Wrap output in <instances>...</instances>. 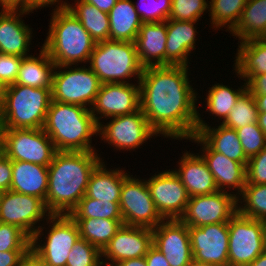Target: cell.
I'll use <instances>...</instances> for the list:
<instances>
[{"instance_id": "obj_49", "label": "cell", "mask_w": 266, "mask_h": 266, "mask_svg": "<svg viewBox=\"0 0 266 266\" xmlns=\"http://www.w3.org/2000/svg\"><path fill=\"white\" fill-rule=\"evenodd\" d=\"M247 90L255 97L258 112H266V87H247Z\"/></svg>"}, {"instance_id": "obj_46", "label": "cell", "mask_w": 266, "mask_h": 266, "mask_svg": "<svg viewBox=\"0 0 266 266\" xmlns=\"http://www.w3.org/2000/svg\"><path fill=\"white\" fill-rule=\"evenodd\" d=\"M12 179V161L0 153V193L10 190Z\"/></svg>"}, {"instance_id": "obj_21", "label": "cell", "mask_w": 266, "mask_h": 266, "mask_svg": "<svg viewBox=\"0 0 266 266\" xmlns=\"http://www.w3.org/2000/svg\"><path fill=\"white\" fill-rule=\"evenodd\" d=\"M22 8H2L0 12V53L19 57L28 56L32 29L22 20L29 14Z\"/></svg>"}, {"instance_id": "obj_47", "label": "cell", "mask_w": 266, "mask_h": 266, "mask_svg": "<svg viewBox=\"0 0 266 266\" xmlns=\"http://www.w3.org/2000/svg\"><path fill=\"white\" fill-rule=\"evenodd\" d=\"M147 266H170L164 254L152 246L145 255Z\"/></svg>"}, {"instance_id": "obj_12", "label": "cell", "mask_w": 266, "mask_h": 266, "mask_svg": "<svg viewBox=\"0 0 266 266\" xmlns=\"http://www.w3.org/2000/svg\"><path fill=\"white\" fill-rule=\"evenodd\" d=\"M47 220L51 228L46 242L41 244L39 239H31V249L47 266H66L68 254L80 238L78 226L69 215H51Z\"/></svg>"}, {"instance_id": "obj_51", "label": "cell", "mask_w": 266, "mask_h": 266, "mask_svg": "<svg viewBox=\"0 0 266 266\" xmlns=\"http://www.w3.org/2000/svg\"><path fill=\"white\" fill-rule=\"evenodd\" d=\"M59 2H61V0H28V11L32 12L33 10L40 9V7L52 6L56 3L58 4L55 6V9L66 8L67 3L65 1Z\"/></svg>"}, {"instance_id": "obj_6", "label": "cell", "mask_w": 266, "mask_h": 266, "mask_svg": "<svg viewBox=\"0 0 266 266\" xmlns=\"http://www.w3.org/2000/svg\"><path fill=\"white\" fill-rule=\"evenodd\" d=\"M88 62L89 68L102 84L129 83V79L136 76L139 82L143 72L135 42L113 40L97 42Z\"/></svg>"}, {"instance_id": "obj_58", "label": "cell", "mask_w": 266, "mask_h": 266, "mask_svg": "<svg viewBox=\"0 0 266 266\" xmlns=\"http://www.w3.org/2000/svg\"><path fill=\"white\" fill-rule=\"evenodd\" d=\"M3 95H4V87L0 83V110H1L2 104H3Z\"/></svg>"}, {"instance_id": "obj_35", "label": "cell", "mask_w": 266, "mask_h": 266, "mask_svg": "<svg viewBox=\"0 0 266 266\" xmlns=\"http://www.w3.org/2000/svg\"><path fill=\"white\" fill-rule=\"evenodd\" d=\"M247 2L248 0H211L208 11L212 28L215 27L216 30L227 26L226 31L231 32L238 24Z\"/></svg>"}, {"instance_id": "obj_28", "label": "cell", "mask_w": 266, "mask_h": 266, "mask_svg": "<svg viewBox=\"0 0 266 266\" xmlns=\"http://www.w3.org/2000/svg\"><path fill=\"white\" fill-rule=\"evenodd\" d=\"M109 15V40L135 42L142 26L141 18L131 0H117Z\"/></svg>"}, {"instance_id": "obj_24", "label": "cell", "mask_w": 266, "mask_h": 266, "mask_svg": "<svg viewBox=\"0 0 266 266\" xmlns=\"http://www.w3.org/2000/svg\"><path fill=\"white\" fill-rule=\"evenodd\" d=\"M198 21L167 19L166 66H188L191 51L195 50Z\"/></svg>"}, {"instance_id": "obj_54", "label": "cell", "mask_w": 266, "mask_h": 266, "mask_svg": "<svg viewBox=\"0 0 266 266\" xmlns=\"http://www.w3.org/2000/svg\"><path fill=\"white\" fill-rule=\"evenodd\" d=\"M247 87H266V73L254 75L247 82Z\"/></svg>"}, {"instance_id": "obj_5", "label": "cell", "mask_w": 266, "mask_h": 266, "mask_svg": "<svg viewBox=\"0 0 266 266\" xmlns=\"http://www.w3.org/2000/svg\"><path fill=\"white\" fill-rule=\"evenodd\" d=\"M52 101L51 89L21 84L4 87L1 129H41Z\"/></svg>"}, {"instance_id": "obj_18", "label": "cell", "mask_w": 266, "mask_h": 266, "mask_svg": "<svg viewBox=\"0 0 266 266\" xmlns=\"http://www.w3.org/2000/svg\"><path fill=\"white\" fill-rule=\"evenodd\" d=\"M153 246L170 266H189L193 261L189 227L180 219H164L152 229Z\"/></svg>"}, {"instance_id": "obj_45", "label": "cell", "mask_w": 266, "mask_h": 266, "mask_svg": "<svg viewBox=\"0 0 266 266\" xmlns=\"http://www.w3.org/2000/svg\"><path fill=\"white\" fill-rule=\"evenodd\" d=\"M23 57L0 53V83L3 87L15 84Z\"/></svg>"}, {"instance_id": "obj_41", "label": "cell", "mask_w": 266, "mask_h": 266, "mask_svg": "<svg viewBox=\"0 0 266 266\" xmlns=\"http://www.w3.org/2000/svg\"><path fill=\"white\" fill-rule=\"evenodd\" d=\"M208 7L206 0H172L168 19L199 21Z\"/></svg>"}, {"instance_id": "obj_3", "label": "cell", "mask_w": 266, "mask_h": 266, "mask_svg": "<svg viewBox=\"0 0 266 266\" xmlns=\"http://www.w3.org/2000/svg\"><path fill=\"white\" fill-rule=\"evenodd\" d=\"M43 130L57 151H95L92 136L98 134V124L90 108L52 100Z\"/></svg>"}, {"instance_id": "obj_8", "label": "cell", "mask_w": 266, "mask_h": 266, "mask_svg": "<svg viewBox=\"0 0 266 266\" xmlns=\"http://www.w3.org/2000/svg\"><path fill=\"white\" fill-rule=\"evenodd\" d=\"M2 153L11 161H26L48 167L57 149L41 129H1Z\"/></svg>"}, {"instance_id": "obj_2", "label": "cell", "mask_w": 266, "mask_h": 266, "mask_svg": "<svg viewBox=\"0 0 266 266\" xmlns=\"http://www.w3.org/2000/svg\"><path fill=\"white\" fill-rule=\"evenodd\" d=\"M102 161L96 151H57L48 166L45 206L51 215H69L85 196L89 177Z\"/></svg>"}, {"instance_id": "obj_4", "label": "cell", "mask_w": 266, "mask_h": 266, "mask_svg": "<svg viewBox=\"0 0 266 266\" xmlns=\"http://www.w3.org/2000/svg\"><path fill=\"white\" fill-rule=\"evenodd\" d=\"M43 48L56 66L88 62L96 42L67 8L54 9Z\"/></svg>"}, {"instance_id": "obj_52", "label": "cell", "mask_w": 266, "mask_h": 266, "mask_svg": "<svg viewBox=\"0 0 266 266\" xmlns=\"http://www.w3.org/2000/svg\"><path fill=\"white\" fill-rule=\"evenodd\" d=\"M84 2L96 6L99 10L109 13L117 0H83Z\"/></svg>"}, {"instance_id": "obj_25", "label": "cell", "mask_w": 266, "mask_h": 266, "mask_svg": "<svg viewBox=\"0 0 266 266\" xmlns=\"http://www.w3.org/2000/svg\"><path fill=\"white\" fill-rule=\"evenodd\" d=\"M218 127V128H216ZM207 125L198 114L196 134L214 151L223 154L233 161L242 163L245 167L248 163L236 130L222 124L219 126Z\"/></svg>"}, {"instance_id": "obj_27", "label": "cell", "mask_w": 266, "mask_h": 266, "mask_svg": "<svg viewBox=\"0 0 266 266\" xmlns=\"http://www.w3.org/2000/svg\"><path fill=\"white\" fill-rule=\"evenodd\" d=\"M119 168L107 169L103 160L92 171L85 196L101 201L120 203L123 180L128 176Z\"/></svg>"}, {"instance_id": "obj_37", "label": "cell", "mask_w": 266, "mask_h": 266, "mask_svg": "<svg viewBox=\"0 0 266 266\" xmlns=\"http://www.w3.org/2000/svg\"><path fill=\"white\" fill-rule=\"evenodd\" d=\"M258 113L255 97L246 89L237 99L235 106L221 124L237 130L258 122Z\"/></svg>"}, {"instance_id": "obj_48", "label": "cell", "mask_w": 266, "mask_h": 266, "mask_svg": "<svg viewBox=\"0 0 266 266\" xmlns=\"http://www.w3.org/2000/svg\"><path fill=\"white\" fill-rule=\"evenodd\" d=\"M27 251H0V266H19L22 256Z\"/></svg>"}, {"instance_id": "obj_33", "label": "cell", "mask_w": 266, "mask_h": 266, "mask_svg": "<svg viewBox=\"0 0 266 266\" xmlns=\"http://www.w3.org/2000/svg\"><path fill=\"white\" fill-rule=\"evenodd\" d=\"M79 229L80 237L96 246L100 251L111 241L118 229L123 225V220L104 218L73 219Z\"/></svg>"}, {"instance_id": "obj_59", "label": "cell", "mask_w": 266, "mask_h": 266, "mask_svg": "<svg viewBox=\"0 0 266 266\" xmlns=\"http://www.w3.org/2000/svg\"><path fill=\"white\" fill-rule=\"evenodd\" d=\"M264 227V239H265V246H266V220L262 221Z\"/></svg>"}, {"instance_id": "obj_60", "label": "cell", "mask_w": 266, "mask_h": 266, "mask_svg": "<svg viewBox=\"0 0 266 266\" xmlns=\"http://www.w3.org/2000/svg\"><path fill=\"white\" fill-rule=\"evenodd\" d=\"M259 38H263V39L266 40V30H265V32Z\"/></svg>"}, {"instance_id": "obj_38", "label": "cell", "mask_w": 266, "mask_h": 266, "mask_svg": "<svg viewBox=\"0 0 266 266\" xmlns=\"http://www.w3.org/2000/svg\"><path fill=\"white\" fill-rule=\"evenodd\" d=\"M240 196L242 198H237L240 214L260 221L266 220V184L245 185Z\"/></svg>"}, {"instance_id": "obj_34", "label": "cell", "mask_w": 266, "mask_h": 266, "mask_svg": "<svg viewBox=\"0 0 266 266\" xmlns=\"http://www.w3.org/2000/svg\"><path fill=\"white\" fill-rule=\"evenodd\" d=\"M243 84L237 90L223 84H214L209 88L207 98H205L207 100L206 111L224 121L235 106L237 99L247 89V83Z\"/></svg>"}, {"instance_id": "obj_11", "label": "cell", "mask_w": 266, "mask_h": 266, "mask_svg": "<svg viewBox=\"0 0 266 266\" xmlns=\"http://www.w3.org/2000/svg\"><path fill=\"white\" fill-rule=\"evenodd\" d=\"M131 176L123 180L121 187L119 207L123 224L153 229L164 218L157 211L146 180Z\"/></svg>"}, {"instance_id": "obj_10", "label": "cell", "mask_w": 266, "mask_h": 266, "mask_svg": "<svg viewBox=\"0 0 266 266\" xmlns=\"http://www.w3.org/2000/svg\"><path fill=\"white\" fill-rule=\"evenodd\" d=\"M229 266H248L265 249L263 222L237 212L228 222Z\"/></svg>"}, {"instance_id": "obj_29", "label": "cell", "mask_w": 266, "mask_h": 266, "mask_svg": "<svg viewBox=\"0 0 266 266\" xmlns=\"http://www.w3.org/2000/svg\"><path fill=\"white\" fill-rule=\"evenodd\" d=\"M239 43L234 70L247 83L254 75L266 73V40L252 38Z\"/></svg>"}, {"instance_id": "obj_39", "label": "cell", "mask_w": 266, "mask_h": 266, "mask_svg": "<svg viewBox=\"0 0 266 266\" xmlns=\"http://www.w3.org/2000/svg\"><path fill=\"white\" fill-rule=\"evenodd\" d=\"M100 260L101 251L80 237L68 254L66 266H103Z\"/></svg>"}, {"instance_id": "obj_50", "label": "cell", "mask_w": 266, "mask_h": 266, "mask_svg": "<svg viewBox=\"0 0 266 266\" xmlns=\"http://www.w3.org/2000/svg\"><path fill=\"white\" fill-rule=\"evenodd\" d=\"M19 266H47L31 248L22 256Z\"/></svg>"}, {"instance_id": "obj_61", "label": "cell", "mask_w": 266, "mask_h": 266, "mask_svg": "<svg viewBox=\"0 0 266 266\" xmlns=\"http://www.w3.org/2000/svg\"><path fill=\"white\" fill-rule=\"evenodd\" d=\"M2 152V146H1V129H0V153Z\"/></svg>"}, {"instance_id": "obj_57", "label": "cell", "mask_w": 266, "mask_h": 266, "mask_svg": "<svg viewBox=\"0 0 266 266\" xmlns=\"http://www.w3.org/2000/svg\"><path fill=\"white\" fill-rule=\"evenodd\" d=\"M189 266H220V265H210V264L200 263V262L193 260Z\"/></svg>"}, {"instance_id": "obj_23", "label": "cell", "mask_w": 266, "mask_h": 266, "mask_svg": "<svg viewBox=\"0 0 266 266\" xmlns=\"http://www.w3.org/2000/svg\"><path fill=\"white\" fill-rule=\"evenodd\" d=\"M179 161V168L174 169V172L185 186L189 197L218 191L213 175L201 155L186 151Z\"/></svg>"}, {"instance_id": "obj_53", "label": "cell", "mask_w": 266, "mask_h": 266, "mask_svg": "<svg viewBox=\"0 0 266 266\" xmlns=\"http://www.w3.org/2000/svg\"><path fill=\"white\" fill-rule=\"evenodd\" d=\"M114 266H147V262L145 260V257H137L122 260L116 263Z\"/></svg>"}, {"instance_id": "obj_43", "label": "cell", "mask_w": 266, "mask_h": 266, "mask_svg": "<svg viewBox=\"0 0 266 266\" xmlns=\"http://www.w3.org/2000/svg\"><path fill=\"white\" fill-rule=\"evenodd\" d=\"M142 1V2H141ZM141 4H135L143 23L162 22L169 17L172 0H141ZM141 5V6H140ZM141 7V8H140Z\"/></svg>"}, {"instance_id": "obj_19", "label": "cell", "mask_w": 266, "mask_h": 266, "mask_svg": "<svg viewBox=\"0 0 266 266\" xmlns=\"http://www.w3.org/2000/svg\"><path fill=\"white\" fill-rule=\"evenodd\" d=\"M152 246V229L123 224L101 251V261L104 266H114L122 260L145 257Z\"/></svg>"}, {"instance_id": "obj_36", "label": "cell", "mask_w": 266, "mask_h": 266, "mask_svg": "<svg viewBox=\"0 0 266 266\" xmlns=\"http://www.w3.org/2000/svg\"><path fill=\"white\" fill-rule=\"evenodd\" d=\"M72 219L104 218L111 220H123L119 203L96 200L84 196L69 214Z\"/></svg>"}, {"instance_id": "obj_22", "label": "cell", "mask_w": 266, "mask_h": 266, "mask_svg": "<svg viewBox=\"0 0 266 266\" xmlns=\"http://www.w3.org/2000/svg\"><path fill=\"white\" fill-rule=\"evenodd\" d=\"M167 20L142 23L135 44L143 68L166 66Z\"/></svg>"}, {"instance_id": "obj_13", "label": "cell", "mask_w": 266, "mask_h": 266, "mask_svg": "<svg viewBox=\"0 0 266 266\" xmlns=\"http://www.w3.org/2000/svg\"><path fill=\"white\" fill-rule=\"evenodd\" d=\"M236 194L218 190L215 193L189 197L180 220L188 227L228 223L238 212Z\"/></svg>"}, {"instance_id": "obj_30", "label": "cell", "mask_w": 266, "mask_h": 266, "mask_svg": "<svg viewBox=\"0 0 266 266\" xmlns=\"http://www.w3.org/2000/svg\"><path fill=\"white\" fill-rule=\"evenodd\" d=\"M39 56L23 57L15 84L34 88H52V77L55 63L46 50L41 47Z\"/></svg>"}, {"instance_id": "obj_32", "label": "cell", "mask_w": 266, "mask_h": 266, "mask_svg": "<svg viewBox=\"0 0 266 266\" xmlns=\"http://www.w3.org/2000/svg\"><path fill=\"white\" fill-rule=\"evenodd\" d=\"M266 30V0H248L236 27L229 33L244 41L259 38Z\"/></svg>"}, {"instance_id": "obj_42", "label": "cell", "mask_w": 266, "mask_h": 266, "mask_svg": "<svg viewBox=\"0 0 266 266\" xmlns=\"http://www.w3.org/2000/svg\"><path fill=\"white\" fill-rule=\"evenodd\" d=\"M236 133L248 159L257 155L266 147L265 134L259 127L258 122L237 129Z\"/></svg>"}, {"instance_id": "obj_40", "label": "cell", "mask_w": 266, "mask_h": 266, "mask_svg": "<svg viewBox=\"0 0 266 266\" xmlns=\"http://www.w3.org/2000/svg\"><path fill=\"white\" fill-rule=\"evenodd\" d=\"M31 238L20 228L0 222V251H28Z\"/></svg>"}, {"instance_id": "obj_16", "label": "cell", "mask_w": 266, "mask_h": 266, "mask_svg": "<svg viewBox=\"0 0 266 266\" xmlns=\"http://www.w3.org/2000/svg\"><path fill=\"white\" fill-rule=\"evenodd\" d=\"M132 83H103L90 108L97 124L101 118L128 115L140 109V85ZM101 115L98 117V115Z\"/></svg>"}, {"instance_id": "obj_1", "label": "cell", "mask_w": 266, "mask_h": 266, "mask_svg": "<svg viewBox=\"0 0 266 266\" xmlns=\"http://www.w3.org/2000/svg\"><path fill=\"white\" fill-rule=\"evenodd\" d=\"M187 66L143 68L140 109L152 129L166 138L189 139L196 134L197 92L190 85Z\"/></svg>"}, {"instance_id": "obj_56", "label": "cell", "mask_w": 266, "mask_h": 266, "mask_svg": "<svg viewBox=\"0 0 266 266\" xmlns=\"http://www.w3.org/2000/svg\"><path fill=\"white\" fill-rule=\"evenodd\" d=\"M258 125L265 134L266 138V112L258 113Z\"/></svg>"}, {"instance_id": "obj_7", "label": "cell", "mask_w": 266, "mask_h": 266, "mask_svg": "<svg viewBox=\"0 0 266 266\" xmlns=\"http://www.w3.org/2000/svg\"><path fill=\"white\" fill-rule=\"evenodd\" d=\"M71 66H55L51 88L52 100L91 108L102 83L89 67Z\"/></svg>"}, {"instance_id": "obj_9", "label": "cell", "mask_w": 266, "mask_h": 266, "mask_svg": "<svg viewBox=\"0 0 266 266\" xmlns=\"http://www.w3.org/2000/svg\"><path fill=\"white\" fill-rule=\"evenodd\" d=\"M46 216V217H45ZM51 216L39 197L8 190L0 193V222L17 226L31 239H40L44 227L37 223Z\"/></svg>"}, {"instance_id": "obj_26", "label": "cell", "mask_w": 266, "mask_h": 266, "mask_svg": "<svg viewBox=\"0 0 266 266\" xmlns=\"http://www.w3.org/2000/svg\"><path fill=\"white\" fill-rule=\"evenodd\" d=\"M48 189V167L26 161H12L10 190L39 197L44 202Z\"/></svg>"}, {"instance_id": "obj_15", "label": "cell", "mask_w": 266, "mask_h": 266, "mask_svg": "<svg viewBox=\"0 0 266 266\" xmlns=\"http://www.w3.org/2000/svg\"><path fill=\"white\" fill-rule=\"evenodd\" d=\"M157 211L164 219H180L189 196L174 170L160 172L146 180Z\"/></svg>"}, {"instance_id": "obj_20", "label": "cell", "mask_w": 266, "mask_h": 266, "mask_svg": "<svg viewBox=\"0 0 266 266\" xmlns=\"http://www.w3.org/2000/svg\"><path fill=\"white\" fill-rule=\"evenodd\" d=\"M188 140H194L193 142L202 145L201 151L204 153L201 152V156L212 173L218 190L227 191L226 188H233L238 191L236 196L240 197L246 184V167L242 163L212 150L197 134Z\"/></svg>"}, {"instance_id": "obj_31", "label": "cell", "mask_w": 266, "mask_h": 266, "mask_svg": "<svg viewBox=\"0 0 266 266\" xmlns=\"http://www.w3.org/2000/svg\"><path fill=\"white\" fill-rule=\"evenodd\" d=\"M66 8L81 22L96 43L109 40L110 21L108 13L83 0H75L74 6L67 2Z\"/></svg>"}, {"instance_id": "obj_44", "label": "cell", "mask_w": 266, "mask_h": 266, "mask_svg": "<svg viewBox=\"0 0 266 266\" xmlns=\"http://www.w3.org/2000/svg\"><path fill=\"white\" fill-rule=\"evenodd\" d=\"M266 184V147L257 155L248 159L246 166V184Z\"/></svg>"}, {"instance_id": "obj_17", "label": "cell", "mask_w": 266, "mask_h": 266, "mask_svg": "<svg viewBox=\"0 0 266 266\" xmlns=\"http://www.w3.org/2000/svg\"><path fill=\"white\" fill-rule=\"evenodd\" d=\"M189 235L194 261L229 266L228 223L189 227Z\"/></svg>"}, {"instance_id": "obj_55", "label": "cell", "mask_w": 266, "mask_h": 266, "mask_svg": "<svg viewBox=\"0 0 266 266\" xmlns=\"http://www.w3.org/2000/svg\"><path fill=\"white\" fill-rule=\"evenodd\" d=\"M248 266H266V249Z\"/></svg>"}, {"instance_id": "obj_14", "label": "cell", "mask_w": 266, "mask_h": 266, "mask_svg": "<svg viewBox=\"0 0 266 266\" xmlns=\"http://www.w3.org/2000/svg\"><path fill=\"white\" fill-rule=\"evenodd\" d=\"M109 119H111L110 122L105 125L98 124V135H101L104 142L106 140L110 146L116 147V150H134L152 136H159L152 129L141 109Z\"/></svg>"}]
</instances>
